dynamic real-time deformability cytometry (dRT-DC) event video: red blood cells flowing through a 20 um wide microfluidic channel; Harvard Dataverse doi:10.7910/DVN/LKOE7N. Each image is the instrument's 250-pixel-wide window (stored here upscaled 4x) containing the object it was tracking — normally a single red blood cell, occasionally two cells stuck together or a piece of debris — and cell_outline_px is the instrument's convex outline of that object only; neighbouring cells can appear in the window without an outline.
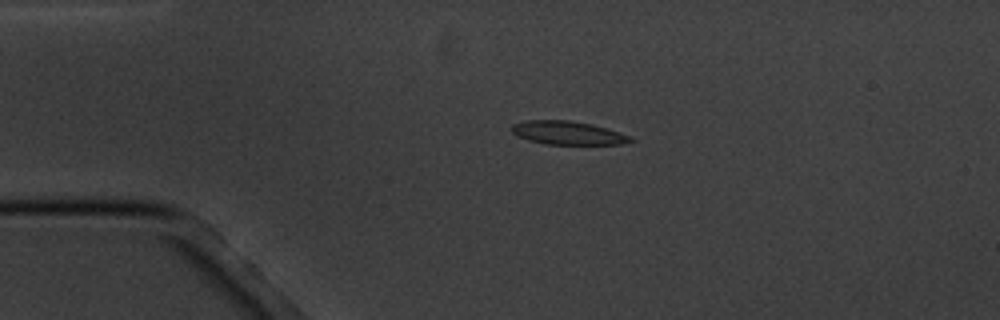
{"species": "common noctule bat (a hibernating species)", "species_latin": "Nyctalus noctula", "temperature_condition": "cold", "stored_images_in_passage": 4, "camera_frame_rate_fps": 3000, "um_per_image_px": 0.085, "animal": {"sex": "male", "body_mass_g": 20.1, "forearm_length_mm": 53.5}, "frame": {"image": 1, "passage_image": 3, "time_ms": 2.333, "image_size_px": [1000, 320], "cell_outline_px": [[636, 140], [624, 144], [544, 144], [528, 140], [516, 136], [508, 128], [512, 124], [528, 120], [572, 120], [592, 124], [608, 128], [632, 136]], "centroid_in_image_um": [48.27, 11.29], "position_along_channel_um": 36.7, "area_um2": 16.59}}